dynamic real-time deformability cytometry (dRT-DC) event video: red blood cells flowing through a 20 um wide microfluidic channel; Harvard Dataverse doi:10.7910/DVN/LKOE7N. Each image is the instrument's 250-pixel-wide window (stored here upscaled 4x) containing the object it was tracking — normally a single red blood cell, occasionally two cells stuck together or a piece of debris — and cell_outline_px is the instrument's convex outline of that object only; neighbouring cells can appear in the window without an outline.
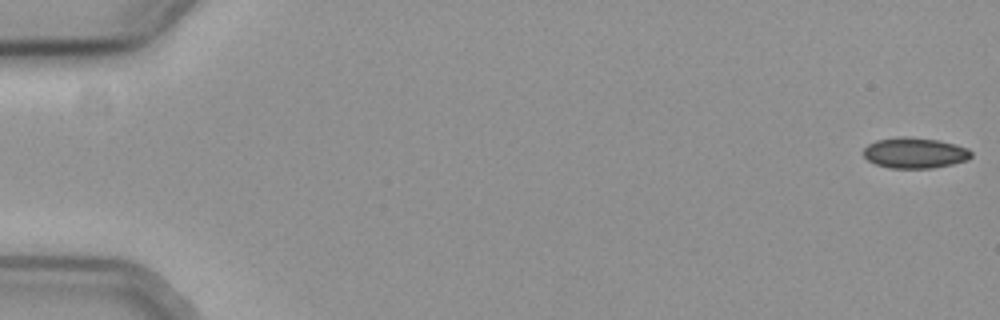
{"species": "common noctule bat (a hibernating species)", "species_latin": "Nyctalus noctula", "temperature_condition": "cold", "stored_images_in_passage": 18, "camera_frame_rate_fps": 3000, "um_per_image_px": 0.085, "animal": {"sex": "female", "body_mass_g": 19.3, "forearm_length_mm": 54.1}, "frame": {"image": 1, "passage_image": 1, "time_ms": 0.0, "image_size_px": [1000, 320], "cell_outline_px": [[972, 156], [968, 160], [952, 164], [932, 168], [888, 168], [876, 164], [868, 160], [864, 156], [864, 148], [868, 144], [876, 140], [900, 136], [908, 136], [936, 140], [968, 148], [972, 152]], "centroid_in_image_um": [77.75, 13.0], "position_along_channel_um": 7.3, "area_um2": 19.25}}
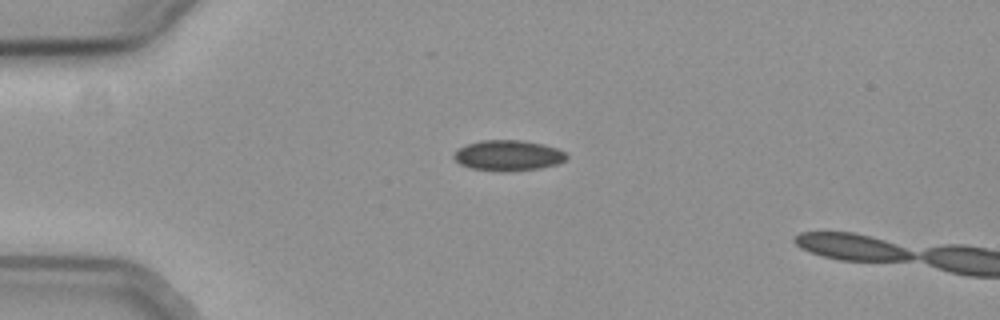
{"frame": {"image": 2, "passage_image": 15, "time_ms": 4.667, "image_size_px": [1000, 320], "cell_outline_px": [[568, 156], [564, 160], [556, 164], [540, 168], [508, 172], [504, 172], [468, 168], [460, 164], [452, 156], [456, 148], [480, 140], [524, 140], [544, 144], [556, 148], [564, 152]], "centroid_in_image_um": [43.15, 13.21], "position_along_channel_um": 41.8, "area_um2": 20.29}}